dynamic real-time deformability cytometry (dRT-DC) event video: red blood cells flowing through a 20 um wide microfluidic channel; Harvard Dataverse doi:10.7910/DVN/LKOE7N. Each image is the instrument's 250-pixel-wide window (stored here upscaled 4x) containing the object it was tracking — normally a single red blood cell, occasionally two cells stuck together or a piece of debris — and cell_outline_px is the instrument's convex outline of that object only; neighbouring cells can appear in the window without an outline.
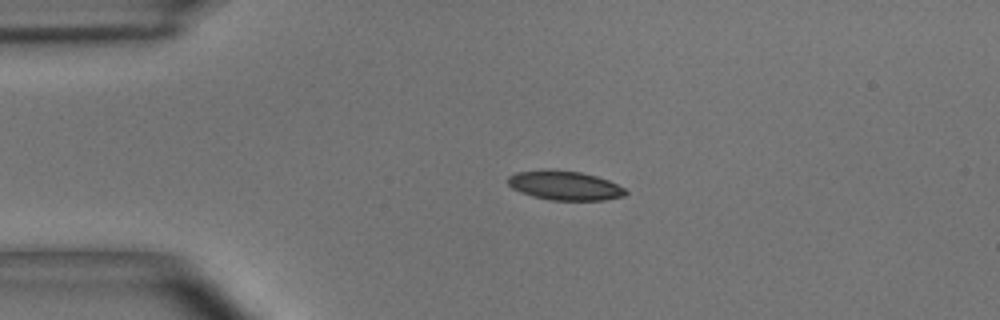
{"species": "common noctule bat (a hibernating species)", "species_latin": "Nyctalus noctula", "temperature_condition": "room temperature", "stored_images_in_passage": 43, "camera_frame_rate_fps": 3000, "um_per_image_px": 0.085, "animal": {"sex": "male", "body_mass_g": 15.6}, "frame": {"image": 1, "passage_image": 1, "time_ms": 0.0, "image_size_px": [1000, 320], "cell_outline_px": [[628, 192], [624, 196], [604, 200], [552, 200], [532, 196], [520, 192], [512, 188], [508, 184], [508, 176], [516, 172], [548, 168], [580, 172], [596, 176], [608, 180], [624, 188]], "centroid_in_image_um": [47.97, 15.75], "position_along_channel_um": 37.0, "area_um2": 20.17}}
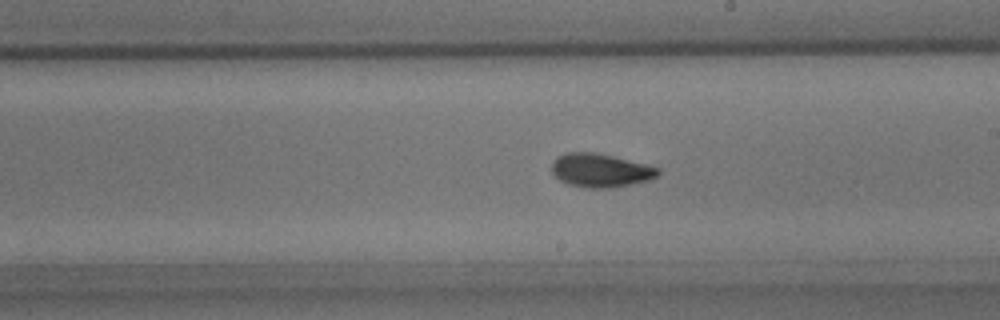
{"frame": {"image": 2, "passage_image": 20, "time_ms": 6.333, "image_size_px": [1000, 320], "cell_outline_px": [[660, 172], [656, 176], [648, 180], [608, 188], [588, 188], [568, 184], [560, 180], [552, 172], [552, 160], [556, 156], [568, 152], [596, 152], [648, 164], [660, 168]], "centroid_in_image_um": [51.02, 14.46], "position_along_channel_um": 238.0, "area_um2": 20.81}}
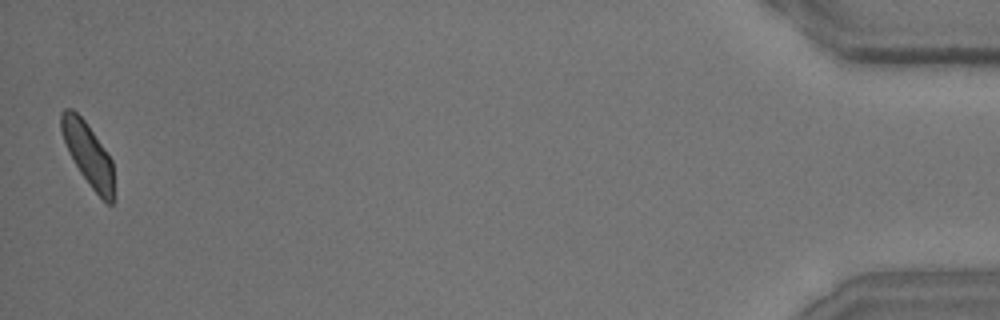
{"frame": {"image": 3, "passage_image": 43, "time_ms": 14.0, "image_size_px": [1000, 320], "cell_outline_px": [[112, 204], [108, 204], [92, 188], [80, 172], [68, 152], [60, 128], [60, 112], [64, 108], [72, 108], [84, 120], [112, 160]], "centroid_in_image_um": [7.43, 13.04], "position_along_channel_um": 427.8, "area_um2": 18.67}, "authors_computed_cell_mechanics": {"area_um2": 20.23, "velocity_mm_per_s": 3.6615, "shape_relaxation_time_tau1_ms": 4.0612, "shape_relaxation_time_tau2_ms": 1.8005, "deformation_change_tau1": 0.1336, "deformation_change_tau2": 0.0607}}